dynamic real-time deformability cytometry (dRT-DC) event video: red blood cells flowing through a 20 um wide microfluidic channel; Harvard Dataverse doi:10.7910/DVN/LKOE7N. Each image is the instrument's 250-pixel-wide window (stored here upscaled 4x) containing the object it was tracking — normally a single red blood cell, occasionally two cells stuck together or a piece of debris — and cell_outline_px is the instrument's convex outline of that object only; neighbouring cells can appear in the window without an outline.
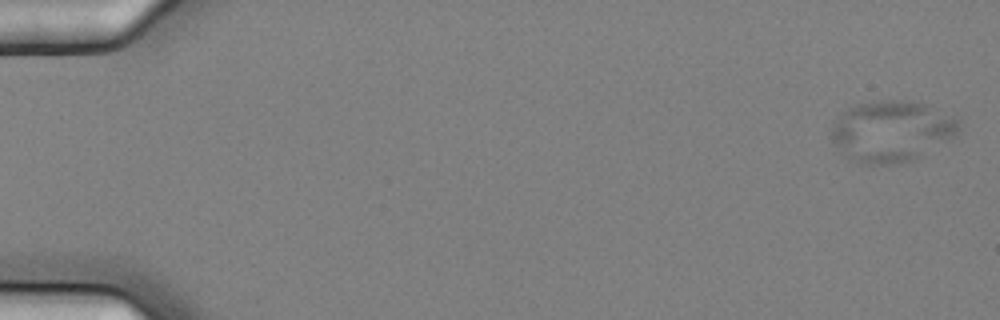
{"species": "common noctule bat (a hibernating species)", "species_latin": "Nyctalus noctula", "temperature_condition": "cold", "stored_images_in_passage": 6, "camera_frame_rate_fps": 3000, "um_per_image_px": 0.085, "animal": {"sex": "female", "body_mass_g": 25.1}, "frame": {"image": 1, "passage_image": 1, "time_ms": 0.0, "image_size_px": [1000, 320], "cell_outline_px": [[960, 128], [956, 136], [920, 156], [912, 160], [896, 164], [860, 164], [840, 152], [832, 140], [832, 120], [840, 112], [856, 104], [880, 100], [912, 100], [924, 104], [956, 116], [960, 120]], "centroid_in_image_um": [75.78, 11.13], "position_along_channel_um": 9.2, "area_um2": 45.89}}
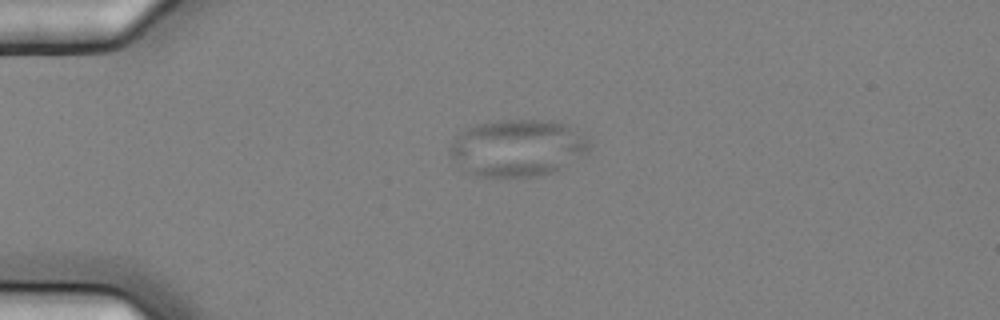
{"frame": {"image": 2, "passage_image": 4, "time_ms": 1.0, "image_size_px": [1000, 320], "cell_outline_px": [[588, 152], [568, 164], [544, 176], [468, 176], [448, 152], [448, 148], [456, 136], [460, 132], [476, 124], [496, 120], [552, 120], [564, 124], [572, 128], [588, 140]], "centroid_in_image_um": [43.93, 12.58], "position_along_channel_um": 41.1, "area_um2": 46.24}}
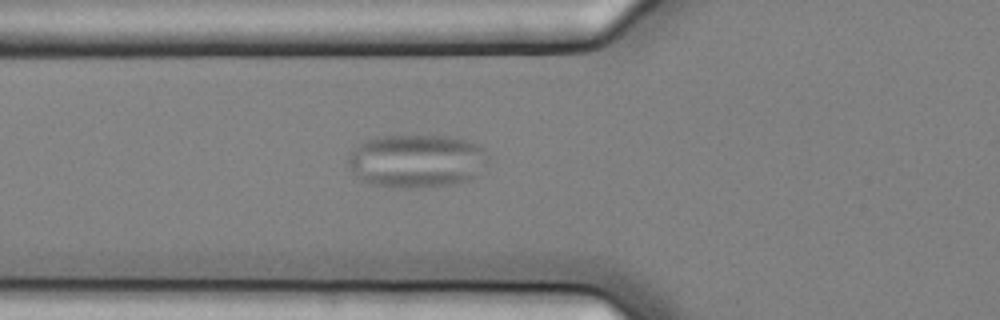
{"frame": {"image": 3, "passage_image": 6, "time_ms": 1.667, "image_size_px": [1000, 320], "cell_outline_px": [[488, 160], [476, 176], [468, 180], [448, 184], [408, 188], [396, 188], [368, 184], [360, 180], [356, 176], [348, 164], [348, 156], [360, 144], [368, 140], [380, 136], [448, 136], [464, 140], [476, 144], [484, 148], [488, 156]], "centroid_in_image_um": [35.4, 13.69], "position_along_channel_um": 90.4, "area_um2": 43.23}}